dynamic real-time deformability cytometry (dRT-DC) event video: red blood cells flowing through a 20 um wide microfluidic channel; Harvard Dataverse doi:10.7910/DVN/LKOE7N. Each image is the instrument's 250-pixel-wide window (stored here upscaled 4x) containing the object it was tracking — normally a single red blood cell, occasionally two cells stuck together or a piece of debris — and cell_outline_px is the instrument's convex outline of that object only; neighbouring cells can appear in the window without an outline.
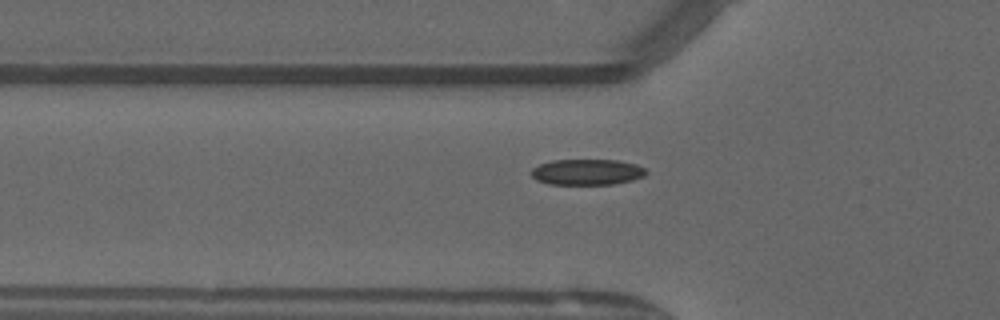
{"species": "common noctule bat (a hibernating species)", "species_latin": "Nyctalus noctula", "temperature_condition": "warm", "stored_images_in_passage": 52, "camera_frame_rate_fps": 3000, "um_per_image_px": 0.085, "animal": {"sex": "male", "forearm_length_mm": 52.5}, "frame": {"image": 1, "passage_image": 18, "time_ms": 5.667, "image_size_px": [1000, 320], "cell_outline_px": [[648, 172], [644, 176], [632, 180], [612, 184], [548, 184], [536, 180], [528, 172], [532, 168], [540, 164], [552, 160], [616, 160], [636, 164], [644, 168]], "centroid_in_image_um": [49.86, 14.62], "position_along_channel_um": 75.9, "area_um2": 17.34}}
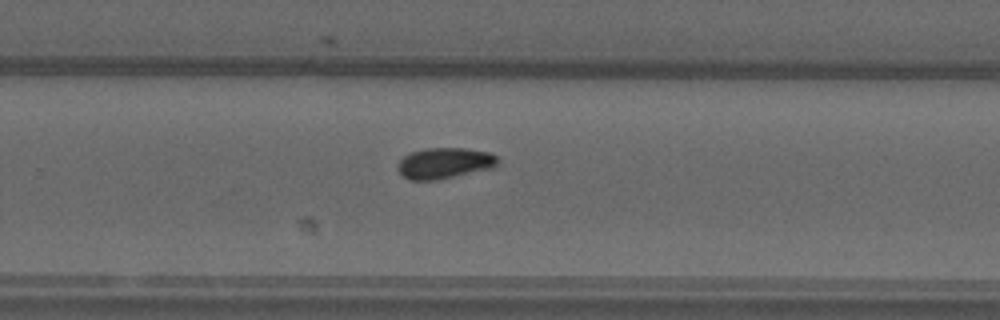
{"frame": {"image": 2, "passage_image": 34, "time_ms": 11.0, "image_size_px": [1000, 320], "cell_outline_px": [[500, 160], [492, 168], [440, 180], [408, 180], [396, 168], [396, 164], [404, 156], [412, 152], [428, 148], [464, 148], [488, 152], [496, 156]], "centroid_in_image_um": [37.77, 13.88], "position_along_channel_um": 292.0, "area_um2": 18.09}}
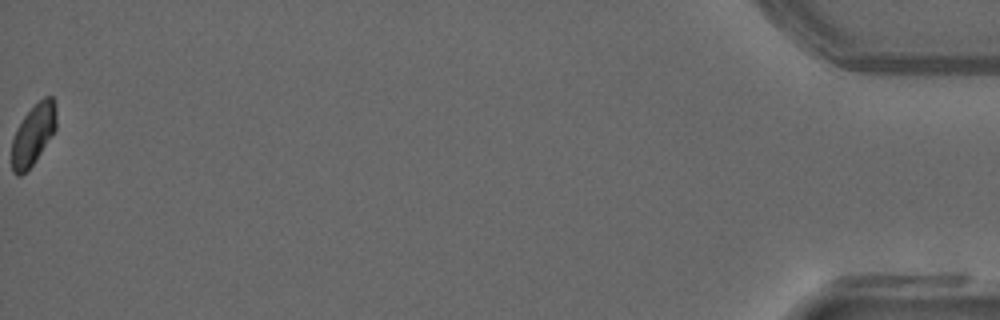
{"frame": {"image": 3, "passage_image": 52, "time_ms": 17.0, "image_size_px": [1000, 320], "cell_outline_px": [[56, 128], [36, 160], [20, 176], [16, 176], [12, 172], [12, 140], [16, 128], [24, 116], [44, 96], [52, 96], [56, 104]], "centroid_in_image_um": [2.82, 11.43], "position_along_channel_um": 432.4, "area_um2": 15.66}, "authors_computed_cell_mechanics": {"area_um2": 16.9932, "velocity_mm_per_s": 4.0528, "shape_relaxation_time_tau1_ms": 3.1037, "shape_relaxation_time_tau2_ms": null, "deformation_change_tau1": 0.0939, "deformation_change_tau2": null}}